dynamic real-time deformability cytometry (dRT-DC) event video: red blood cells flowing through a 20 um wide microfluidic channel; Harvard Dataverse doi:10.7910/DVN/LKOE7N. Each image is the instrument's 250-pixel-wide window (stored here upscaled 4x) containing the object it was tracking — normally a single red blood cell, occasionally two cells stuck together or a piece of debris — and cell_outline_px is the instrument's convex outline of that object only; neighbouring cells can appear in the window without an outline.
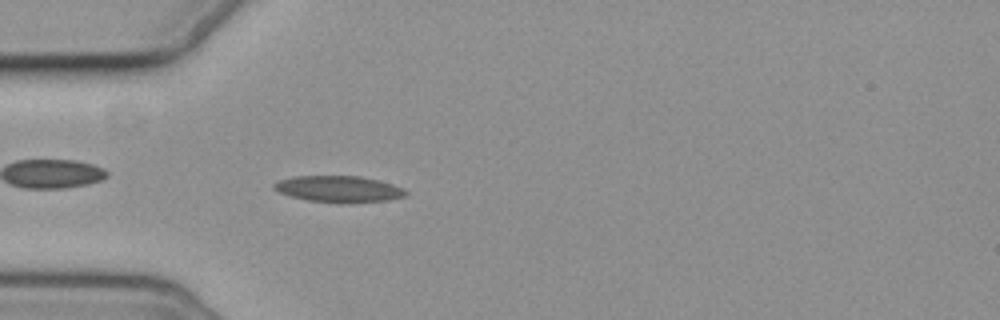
{"species": "common noctule bat (a hibernating species)", "species_latin": "Nyctalus noctula", "temperature_condition": "cold", "stored_images_in_passage": 3, "camera_frame_rate_fps": 3000, "um_per_image_px": 0.085, "animal": {"sex": "female", "body_mass_g": 19.3, "forearm_length_mm": 54.1}, "frame": {"image": 1, "passage_image": 3, "time_ms": 3.667, "image_size_px": [1000, 320], "cell_outline_px": [[408, 192], [404, 196], [388, 200], [348, 204], [308, 200], [292, 196], [280, 192], [272, 188], [272, 184], [280, 180], [292, 176], [360, 176], [392, 184], [404, 188]], "centroid_in_image_um": [28.8, 16.07], "position_along_channel_um": 56.2, "area_um2": 20.29}}